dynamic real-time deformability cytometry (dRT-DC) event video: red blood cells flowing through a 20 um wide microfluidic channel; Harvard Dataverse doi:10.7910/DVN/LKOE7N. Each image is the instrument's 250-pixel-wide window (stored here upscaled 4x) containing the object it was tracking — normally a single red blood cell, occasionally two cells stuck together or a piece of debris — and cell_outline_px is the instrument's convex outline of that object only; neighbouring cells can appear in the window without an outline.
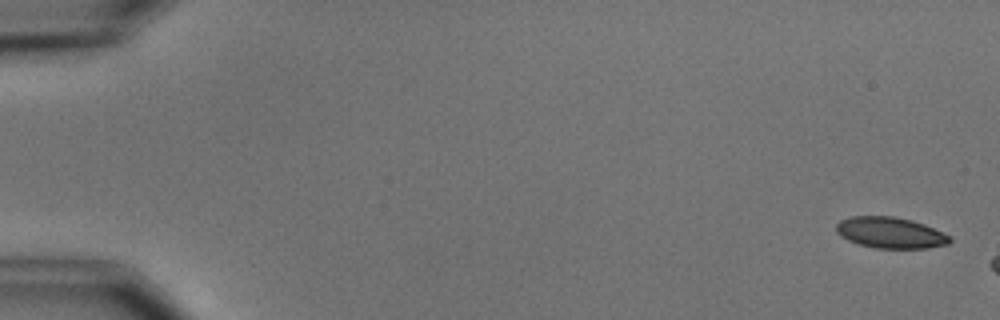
{"species": "common noctule bat (a hibernating species)", "species_latin": "Nyctalus noctula", "temperature_condition": "cold", "stored_images_in_passage": 3, "camera_frame_rate_fps": 3000, "um_per_image_px": 0.085, "animal": {"sex": "male", "body_mass_g": 15.6}, "frame": {"image": 1, "passage_image": 1, "time_ms": 0.0, "image_size_px": [1000, 320], "cell_outline_px": [[952, 240], [948, 244], [928, 248], [876, 248], [860, 244], [848, 240], [840, 236], [836, 232], [836, 224], [840, 220], [852, 216], [892, 216], [912, 220], [924, 224], [952, 236]], "centroid_in_image_um": [75.69, 19.78], "position_along_channel_um": 9.3, "area_um2": 20.63}}